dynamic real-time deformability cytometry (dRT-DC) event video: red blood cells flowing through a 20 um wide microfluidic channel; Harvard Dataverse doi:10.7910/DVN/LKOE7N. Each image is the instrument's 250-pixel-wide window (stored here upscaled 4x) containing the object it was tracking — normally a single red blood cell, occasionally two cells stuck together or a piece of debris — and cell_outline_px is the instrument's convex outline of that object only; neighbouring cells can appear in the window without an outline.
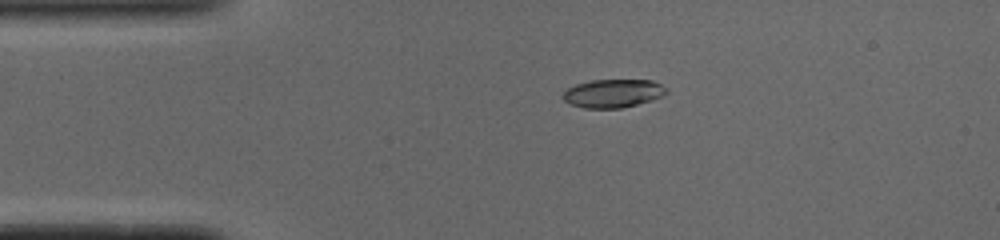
{"species": "common noctule bat (a hibernating species)", "species_latin": "Nyctalus noctula", "temperature_condition": "cold", "stored_images_in_passage": 42, "camera_frame_rate_fps": 3000, "um_per_image_px": 0.085, "animal": {"sex": "male", "body_mass_g": 19.0, "forearm_length_mm": 50.8}, "frame": {"image": 1, "passage_image": 1, "time_ms": 0.0, "image_size_px": [1000, 240], "cell_outline_px": [[668, 92], [664, 96], [652, 100], [620, 108], [584, 108], [568, 104], [560, 96], [568, 88], [576, 84], [592, 80], [652, 80], [668, 88]], "centroid_in_image_um": [52.1, 7.94], "position_along_channel_um": 32.9, "area_um2": 17.22}}
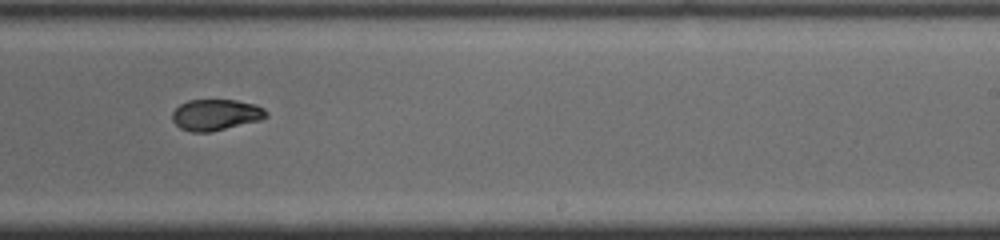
{"frame": {"image": 2, "passage_image": 22, "time_ms": 7.0, "image_size_px": [1000, 240], "cell_outline_px": [[268, 116], [260, 120], [212, 132], [192, 132], [180, 128], [172, 120], [172, 112], [180, 104], [188, 100], [236, 100], [256, 104], [264, 108], [268, 112]], "centroid_in_image_um": [18.36, 9.76], "position_along_channel_um": 270.6, "area_um2": 17.17}}
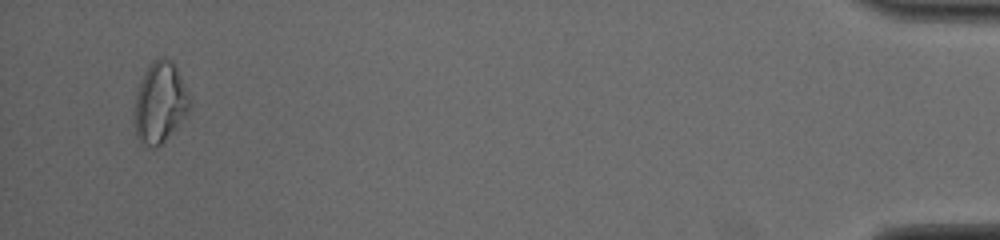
{"frame": {"image": 3, "passage_image": 40, "time_ms": 13.0, "image_size_px": [1000, 240], "cell_outline_px": [[192, 100], [188, 112], [164, 140], [156, 148], [152, 148], [140, 144], [136, 136], [136, 92], [140, 80], [148, 64], [156, 56], [172, 60]], "centroid_in_image_um": [13.6, 8.68], "position_along_channel_um": 421.6, "area_um2": 25.84}, "authors_computed_cell_mechanics": {"area_um2": 17.7157, "velocity_mm_per_s": 3.9174, "shape_relaxation_time_tau1_ms": 4.4574, "shape_relaxation_time_tau2_ms": 3.9486, "deformation_change_tau1": 0.1618, "deformation_change_tau2": 0.0716}}